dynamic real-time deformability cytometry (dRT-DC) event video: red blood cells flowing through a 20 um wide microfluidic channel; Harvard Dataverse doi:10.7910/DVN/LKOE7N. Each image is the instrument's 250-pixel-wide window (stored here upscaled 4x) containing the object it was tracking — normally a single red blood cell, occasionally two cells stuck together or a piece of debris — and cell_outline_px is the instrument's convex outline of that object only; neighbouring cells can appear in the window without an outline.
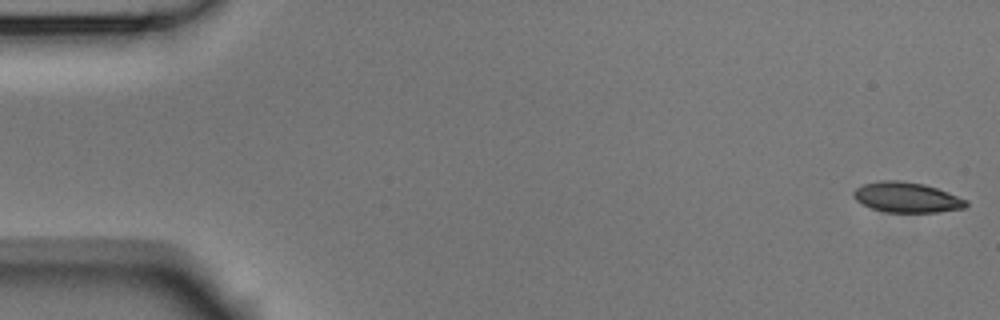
{"species": "Egyptian fruit bat (a non-hibernating species)", "species_latin": "Rousettus aegyptiacus", "temperature_condition": "room temperature", "stored_images_in_passage": 53, "camera_frame_rate_fps": 3000, "um_per_image_px": 0.085, "animal": {"sex": "male"}, "frame": {"image": 1, "passage_image": 1, "time_ms": 0.0, "image_size_px": [1000, 320], "cell_outline_px": [[968, 204], [964, 208], [936, 212], [888, 212], [872, 208], [856, 200], [852, 196], [852, 192], [856, 188], [864, 184], [880, 180], [900, 180], [924, 184], [948, 192], [968, 200]], "centroid_in_image_um": [77.07, 16.77], "position_along_channel_um": 7.9, "area_um2": 19.77}}
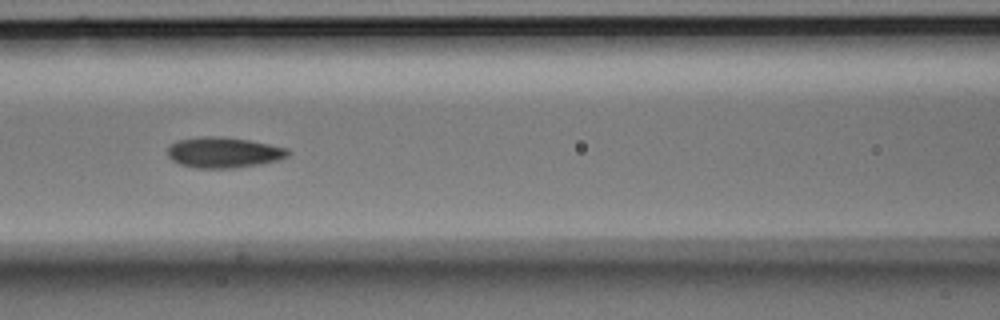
{"frame": {"image": 2, "passage_image": 23, "time_ms": 7.333, "image_size_px": [1000, 320], "cell_outline_px": [[292, 152], [288, 156], [280, 160], [260, 164], [236, 168], [196, 168], [180, 164], [172, 160], [168, 156], [168, 148], [176, 140], [200, 136], [224, 136], [248, 140], [288, 148]], "centroid_in_image_um": [19.03, 12.95], "position_along_channel_um": 147.6, "area_um2": 21.73}}
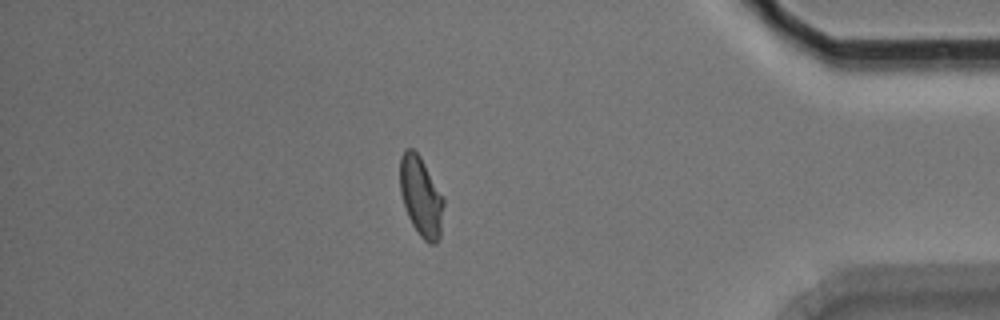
{"frame": {"image": 3, "passage_image": 46, "time_ms": 15.0, "image_size_px": [1000, 320], "cell_outline_px": [[444, 204], [440, 240], [436, 244], [428, 244], [420, 236], [412, 224], [408, 216], [400, 192], [400, 156], [404, 148], [412, 148], [420, 156], [444, 196]], "centroid_in_image_um": [35.8, 16.71], "position_along_channel_um": 399.4, "area_um2": 20.58}, "authors_computed_cell_mechanics": {"area_um2": 20.5768, "velocity_mm_per_s": 3.7605, "shape_relaxation_time_tau1_ms": 5.159, "shape_relaxation_time_tau2_ms": 2.1167, "deformation_change_tau1": 0.1281, "deformation_change_tau2": 0.0506}}